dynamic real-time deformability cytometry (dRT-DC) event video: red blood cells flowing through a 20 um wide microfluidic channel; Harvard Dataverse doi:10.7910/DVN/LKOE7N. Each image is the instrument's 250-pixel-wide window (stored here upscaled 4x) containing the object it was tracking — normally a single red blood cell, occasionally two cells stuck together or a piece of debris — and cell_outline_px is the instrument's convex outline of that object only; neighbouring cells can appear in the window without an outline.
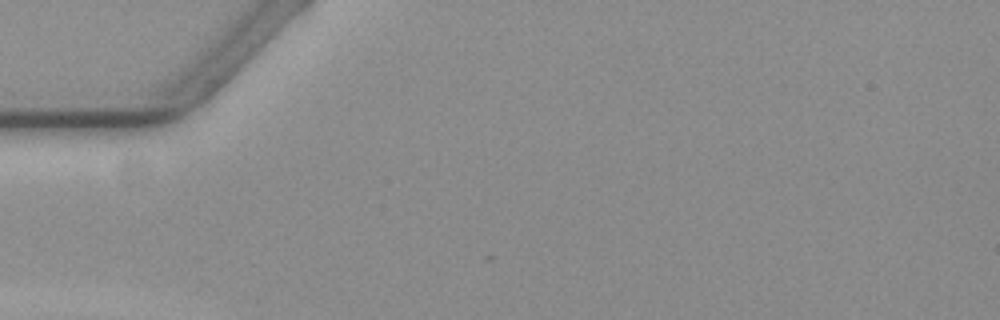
{"species": "common noctule bat (a hibernating species)", "species_latin": "Nyctalus noctula", "temperature_condition": "warm", "stored_images_in_passage": 5, "camera_frame_rate_fps": 3000, "um_per_image_px": 0.085, "animal": {"sex": "female", "body_mass_g": 19.3, "forearm_length_mm": 54.1}, "frame": {"image": 1, "passage_image": 1, "time_ms": 0.0, "image_size_px": [1000, 320], "cell_outline_px": [[124, 264], [104, 272], [44, 268], [36, 264], [60, 252], [92, 244], [108, 248], [124, 260]], "centroid_in_image_um": [7.16, 22.06], "position_along_channel_um": 77.8, "area_um2": 11.27}}